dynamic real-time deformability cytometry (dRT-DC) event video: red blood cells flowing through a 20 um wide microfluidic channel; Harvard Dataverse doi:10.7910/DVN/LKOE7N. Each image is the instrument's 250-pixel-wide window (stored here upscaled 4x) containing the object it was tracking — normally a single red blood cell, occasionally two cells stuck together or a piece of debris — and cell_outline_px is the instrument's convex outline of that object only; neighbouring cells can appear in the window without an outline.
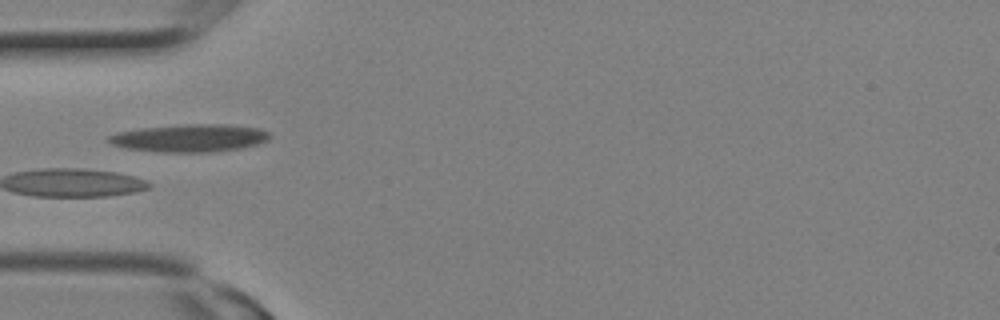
{"species": "Egyptian fruit bat (a non-hibernating species)", "species_latin": "Rousettus aegyptiacus", "temperature_condition": "room temperature", "stored_images_in_passage": 22, "camera_frame_rate_fps": 3000, "um_per_image_px": 0.085, "animal": {"sex": "female"}, "frame": {"image": 1, "passage_image": 4, "time_ms": 1.0, "image_size_px": [1000, 320], "cell_outline_px": [[272, 136], [268, 140], [244, 148], [212, 152], [160, 152], [128, 148], [112, 144], [108, 140], [108, 136], [116, 132], [140, 128], [188, 124], [228, 124], [260, 128], [268, 132]], "centroid_in_image_um": [16.17, 11.73], "position_along_channel_um": 68.8, "area_um2": 26.07}}
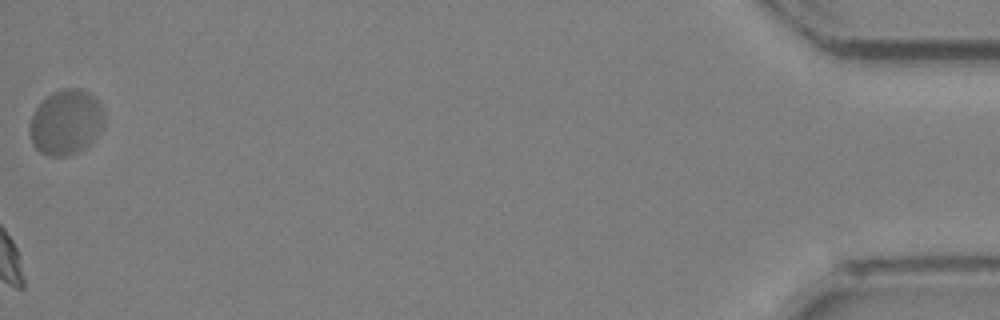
{"frame": {"image": 2, "passage_image": 22, "time_ms": 7.0, "image_size_px": [1000, 320], "cell_outline_px": [[104, 128], [84, 148], [68, 156], [48, 156], [40, 152], [32, 144], [28, 132], [28, 124], [32, 112], [52, 92], [64, 88], [80, 88], [88, 92], [96, 100], [104, 112]], "centroid_in_image_um": [5.57, 10.4], "position_along_channel_um": 429.6, "area_um2": 28.5}}